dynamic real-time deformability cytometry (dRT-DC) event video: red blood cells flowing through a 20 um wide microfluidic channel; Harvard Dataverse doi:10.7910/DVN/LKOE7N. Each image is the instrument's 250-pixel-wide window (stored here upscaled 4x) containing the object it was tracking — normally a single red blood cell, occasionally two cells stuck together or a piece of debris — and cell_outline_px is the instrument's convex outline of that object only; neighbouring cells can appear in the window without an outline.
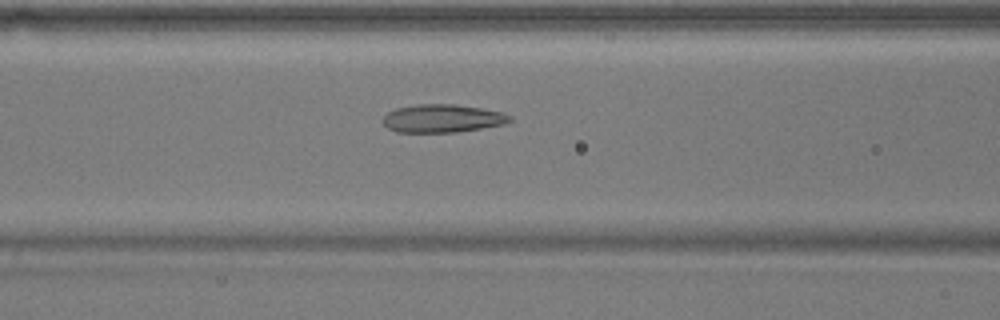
{"species": "common noctule bat (a hibernating species)", "species_latin": "Nyctalus noctula", "temperature_condition": "warm", "stored_images_in_passage": 37, "camera_frame_rate_fps": 3000, "um_per_image_px": 0.085, "animal": {"sex": "male", "body_mass_g": 17.9}, "frame": {"image": 1, "passage_image": 5, "time_ms": 1.333, "image_size_px": [1000, 320], "cell_outline_px": [[512, 120], [504, 124], [456, 132], [396, 132], [388, 128], [384, 124], [384, 116], [388, 112], [396, 108], [416, 104], [456, 104], [504, 112], [512, 116]], "centroid_in_image_um": [37.62, 10.06], "position_along_channel_um": 129.0, "area_um2": 20.75}}
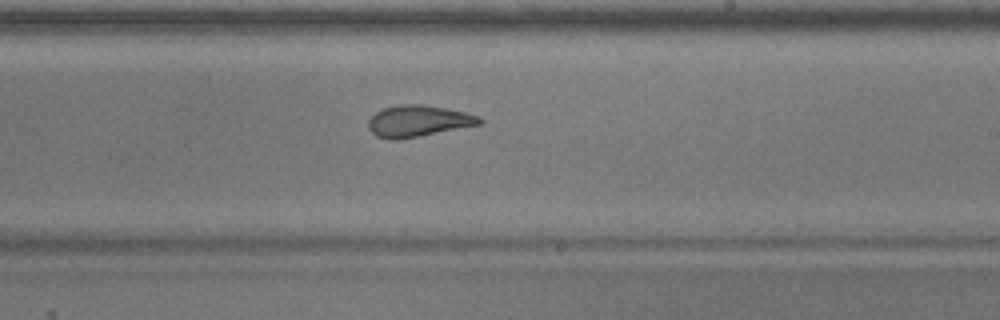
{"frame": {"image": 2, "passage_image": 15, "time_ms": 4.667, "image_size_px": [1000, 320], "cell_outline_px": [[484, 120], [480, 124], [420, 136], [396, 140], [388, 140], [376, 136], [368, 128], [368, 120], [376, 112], [384, 108], [404, 104], [420, 104], [444, 108], [464, 112], [480, 116]], "centroid_in_image_um": [35.53, 10.3], "position_along_channel_um": 253.5, "area_um2": 20.23}}
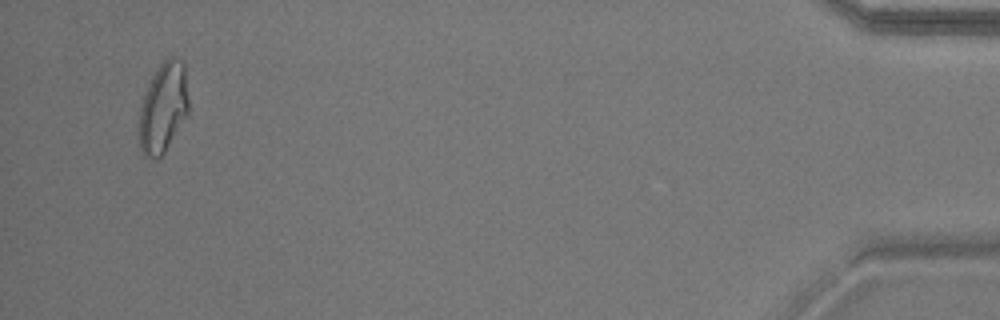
{"frame": {"image": 3, "passage_image": 35, "time_ms": 11.333, "image_size_px": [1000, 320], "cell_outline_px": [[188, 112], [164, 152], [160, 156], [144, 156], [140, 148], [140, 104], [148, 84], [156, 68], [168, 56], [176, 56], [184, 60], [188, 96]], "centroid_in_image_um": [13.89, 9.05], "position_along_channel_um": 421.3, "area_um2": 25.72}}